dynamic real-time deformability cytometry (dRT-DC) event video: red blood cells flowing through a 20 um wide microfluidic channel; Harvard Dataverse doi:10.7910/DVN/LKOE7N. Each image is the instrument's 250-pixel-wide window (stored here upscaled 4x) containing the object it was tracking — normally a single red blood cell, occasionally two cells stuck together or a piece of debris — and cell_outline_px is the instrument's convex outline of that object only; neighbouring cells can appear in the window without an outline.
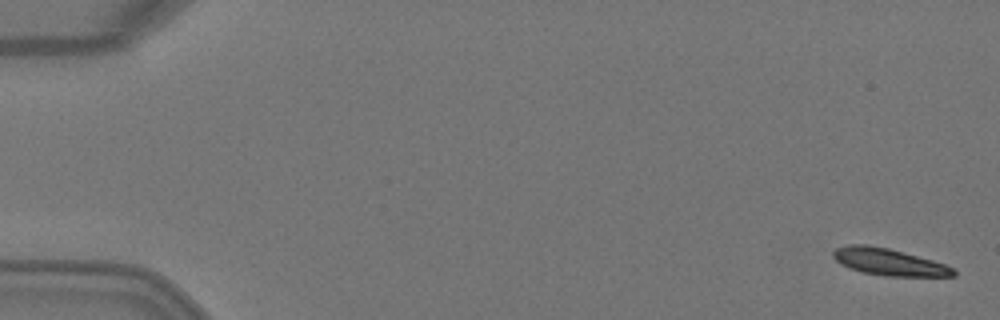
{"species": "Egyptian fruit bat (a non-hibernating species)", "species_latin": "Rousettus aegyptiacus", "temperature_condition": "warm", "stored_images_in_passage": 4, "camera_frame_rate_fps": 3000, "um_per_image_px": 0.085, "animal": {"sex": "female"}, "frame": {"image": 1, "passage_image": 1, "time_ms": 0.0, "image_size_px": [1000, 320], "cell_outline_px": [[956, 276], [884, 276], [860, 272], [848, 268], [840, 264], [832, 256], [832, 252], [836, 248], [848, 244], [868, 244], [888, 248], [932, 260], [956, 268]], "centroid_in_image_um": [75.52, 22.27], "position_along_channel_um": 9.5, "area_um2": 19.02}}